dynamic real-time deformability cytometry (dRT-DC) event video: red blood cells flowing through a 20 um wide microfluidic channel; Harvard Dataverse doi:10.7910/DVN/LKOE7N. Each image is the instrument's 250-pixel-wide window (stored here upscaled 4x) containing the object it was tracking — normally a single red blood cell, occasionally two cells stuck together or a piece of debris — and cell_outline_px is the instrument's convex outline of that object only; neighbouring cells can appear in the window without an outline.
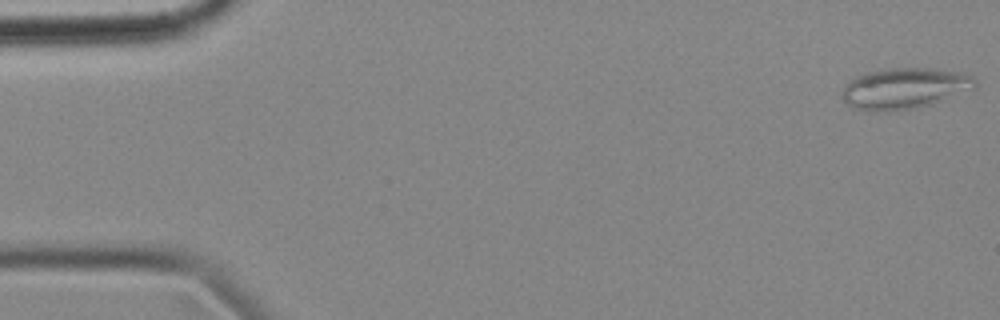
{"species": "common noctule bat (a hibernating species)", "species_latin": "Nyctalus noctula", "temperature_condition": "cold", "stored_images_in_passage": 56, "camera_frame_rate_fps": 3000, "um_per_image_px": 0.085, "animal": {"sex": "female", "body_mass_g": 18.4}, "frame": {"image": 1, "passage_image": 1, "time_ms": 0.0, "image_size_px": [1000, 320], "cell_outline_px": [[976, 88], [932, 104], [916, 108], [852, 108], [844, 100], [844, 88], [856, 76], [868, 72], [888, 68], [928, 68], [956, 72], [972, 76], [976, 80]], "centroid_in_image_um": [76.97, 7.47], "position_along_channel_um": 8.0, "area_um2": 30.46}}
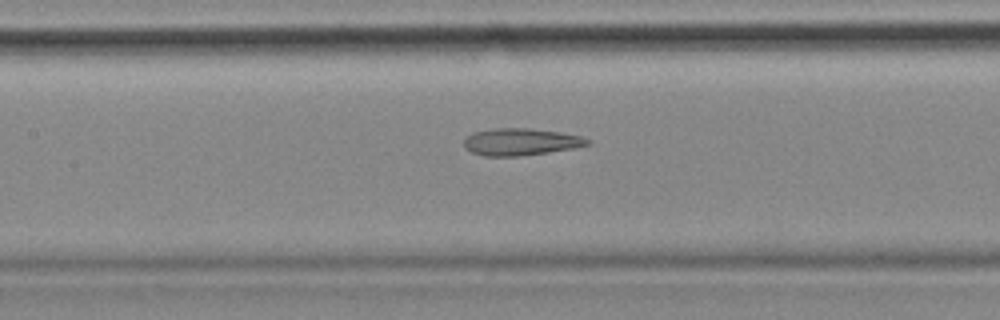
{"frame": {"image": 2, "passage_image": 25, "time_ms": 8.0, "image_size_px": [1000, 320], "cell_outline_px": [[592, 144], [576, 148], [520, 156], [484, 156], [472, 152], [464, 148], [464, 140], [472, 132], [492, 128], [532, 128], [560, 132], [580, 136], [592, 140]], "centroid_in_image_um": [44.29, 12.05], "position_along_channel_um": 163.1, "area_um2": 19.71}}
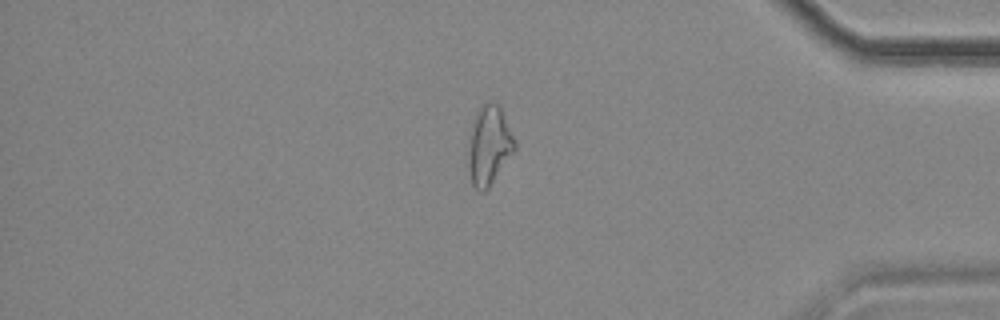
{"frame": {"image": 3, "passage_image": 47, "time_ms": 15.333, "image_size_px": [1000, 320], "cell_outline_px": [[516, 148], [488, 188], [484, 192], [480, 192], [472, 184], [468, 168], [468, 160], [472, 120], [476, 112], [484, 104], [492, 100], [500, 104], [516, 140]], "centroid_in_image_um": [41.59, 12.32], "position_along_channel_um": 393.6, "area_um2": 21.44}, "authors_computed_cell_mechanics": {"area_um2": 21.8484, "velocity_mm_per_s": 3.5446, "shape_relaxation_time_tau1_ms": null, "shape_relaxation_time_tau2_ms": 3.0801, "deformation_change_tau1": null, "deformation_change_tau2": 0.1236}}